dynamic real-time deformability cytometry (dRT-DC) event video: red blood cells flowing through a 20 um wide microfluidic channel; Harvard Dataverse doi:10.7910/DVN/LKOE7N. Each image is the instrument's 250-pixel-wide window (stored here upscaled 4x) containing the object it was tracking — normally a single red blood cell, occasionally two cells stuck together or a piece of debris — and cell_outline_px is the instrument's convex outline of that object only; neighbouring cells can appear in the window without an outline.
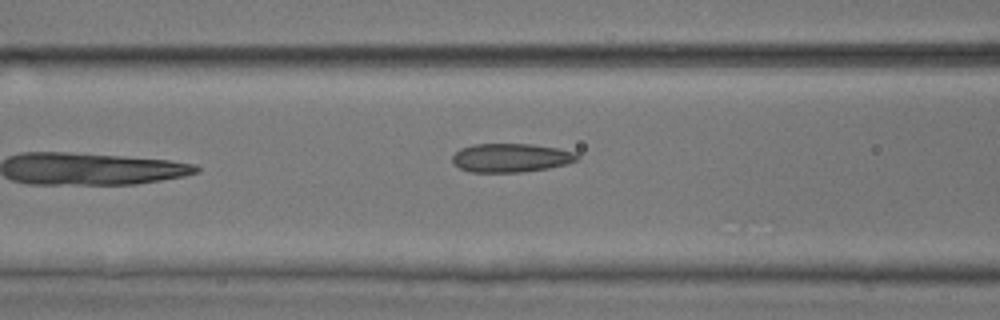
{"species": "common noctule bat (a hibernating species)", "species_latin": "Nyctalus noctula", "temperature_condition": "room temperature", "stored_images_in_passage": 7, "camera_frame_rate_fps": 3000, "um_per_image_px": 0.085, "animal": {"sex": "male", "body_mass_g": 17.9, "forearm_length_mm": 54.2}, "frame": {"image": 1, "passage_image": 7, "time_ms": 7.0, "image_size_px": [1000, 320], "cell_outline_px": [[580, 160], [568, 164], [548, 168], [520, 172], [472, 172], [460, 168], [452, 164], [452, 156], [460, 148], [472, 144], [532, 144], [560, 148], [576, 152], [580, 156]], "centroid_in_image_um": [43.46, 13.4], "position_along_channel_um": 123.1, "area_um2": 21.21}}